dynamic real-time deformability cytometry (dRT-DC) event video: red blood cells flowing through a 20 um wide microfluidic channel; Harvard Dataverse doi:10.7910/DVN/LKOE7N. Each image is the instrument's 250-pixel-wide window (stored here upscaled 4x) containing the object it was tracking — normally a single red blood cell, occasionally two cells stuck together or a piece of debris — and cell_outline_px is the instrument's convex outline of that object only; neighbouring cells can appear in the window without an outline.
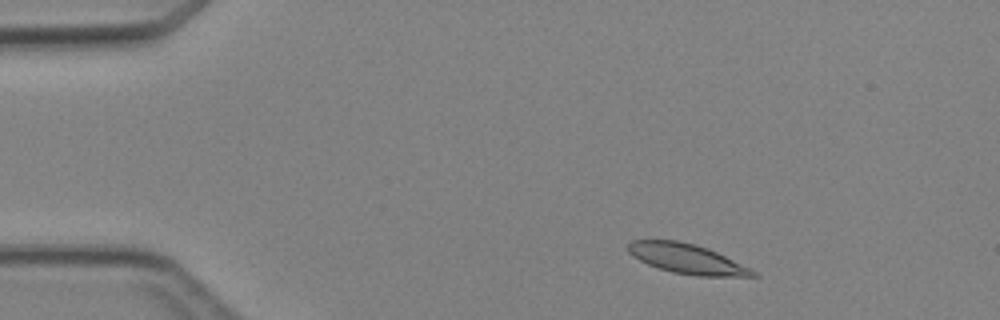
{"species": "Egyptian fruit bat (a non-hibernating species)", "species_latin": "Rousettus aegyptiacus", "temperature_condition": "cold", "stored_images_in_passage": 2, "camera_frame_rate_fps": 3000, "um_per_image_px": 0.085, "animal": {"sex": "female"}, "frame": {"image": 1, "passage_image": 1, "time_ms": 0.0, "image_size_px": [1000, 320], "cell_outline_px": [[760, 276], [696, 276], [672, 272], [648, 264], [632, 256], [628, 252], [628, 244], [632, 240], [680, 240], [696, 244], [708, 248], [756, 272]], "centroid_in_image_um": [58.34, 21.98], "position_along_channel_um": 26.7, "area_um2": 21.39}}